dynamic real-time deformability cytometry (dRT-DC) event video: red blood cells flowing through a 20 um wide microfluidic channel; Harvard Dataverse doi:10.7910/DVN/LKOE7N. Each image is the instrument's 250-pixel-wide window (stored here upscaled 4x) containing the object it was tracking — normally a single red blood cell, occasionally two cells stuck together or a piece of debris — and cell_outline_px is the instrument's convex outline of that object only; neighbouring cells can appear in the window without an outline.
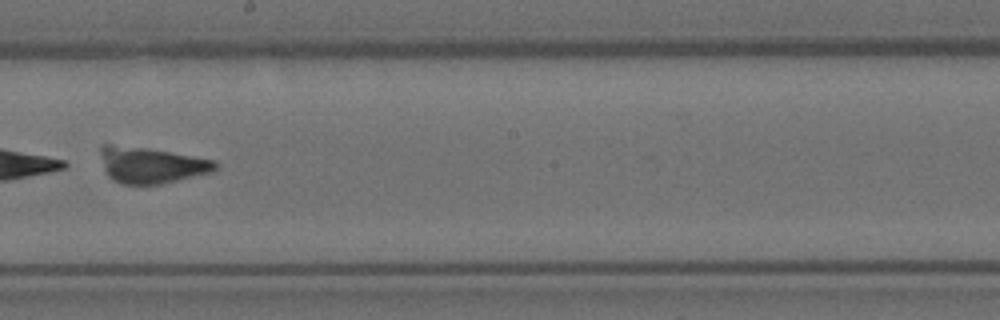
{"species": "Egyptian fruit bat (a non-hibernating species)", "species_latin": "Rousettus aegyptiacus", "temperature_condition": "room temperature", "stored_images_in_passage": 6, "camera_frame_rate_fps": 3000, "um_per_image_px": 0.085, "animal": {"sex": "female"}, "frame": {"image": 1, "passage_image": 6, "time_ms": 1.667, "image_size_px": [1000, 320], "cell_outline_px": [[220, 164], [216, 172], [160, 184], [124, 184], [112, 180], [108, 176], [104, 168], [100, 156], [100, 148], [104, 144], [112, 144], [148, 148], [216, 160]], "centroid_in_image_um": [12.9, 14.03], "position_along_channel_um": 235.3, "area_um2": 24.45}}